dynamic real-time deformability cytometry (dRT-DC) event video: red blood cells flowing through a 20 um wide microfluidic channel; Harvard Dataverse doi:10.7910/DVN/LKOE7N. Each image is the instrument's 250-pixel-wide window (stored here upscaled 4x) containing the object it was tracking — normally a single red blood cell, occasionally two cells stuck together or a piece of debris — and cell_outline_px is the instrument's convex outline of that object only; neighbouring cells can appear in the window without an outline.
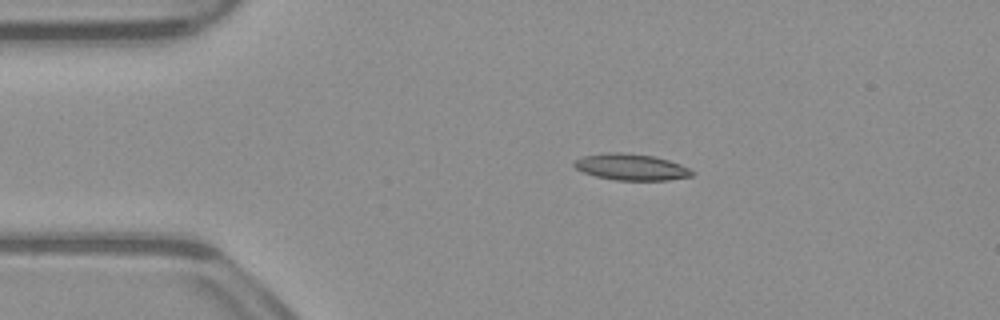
{"species": "common noctule bat (a hibernating species)", "species_latin": "Nyctalus noctula", "temperature_condition": "warm", "stored_images_in_passage": 43, "camera_frame_rate_fps": 3000, "um_per_image_px": 0.085, "animal": {"sex": "male", "body_mass_g": 23.1, "forearm_length_mm": 52.7}, "frame": {"image": 1, "passage_image": 1, "time_ms": 0.0, "image_size_px": [1000, 320], "cell_outline_px": [[692, 176], [668, 180], [616, 180], [596, 176], [584, 172], [576, 168], [572, 164], [576, 160], [584, 156], [604, 152], [620, 152], [652, 156], [668, 160], [680, 164], [688, 168], [692, 172]], "centroid_in_image_um": [53.62, 14.19], "position_along_channel_um": 31.4, "area_um2": 17.86}}
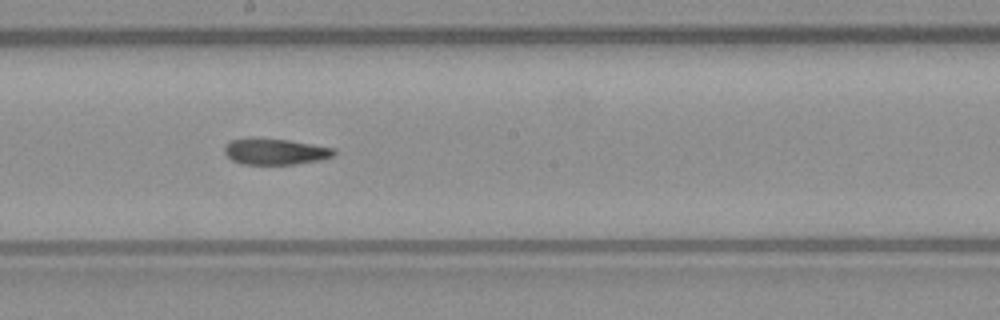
{"frame": {"image": 2, "passage_image": 19, "time_ms": 6.0, "image_size_px": [1000, 320], "cell_outline_px": [[336, 152], [332, 156], [320, 160], [296, 164], [240, 164], [232, 160], [224, 152], [224, 144], [232, 140], [248, 136], [252, 136], [288, 140], [336, 148]], "centroid_in_image_um": [23.35, 12.86], "position_along_channel_um": 224.9, "area_um2": 17.05}}
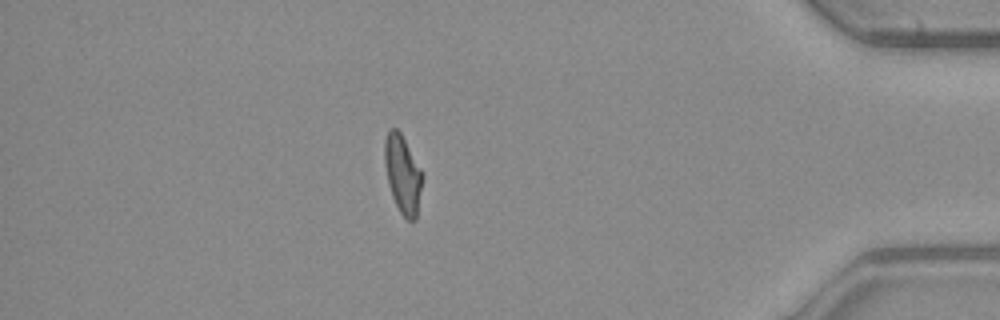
{"frame": {"image": 3, "passage_image": 36, "time_ms": 11.667, "image_size_px": [1000, 320], "cell_outline_px": [[424, 176], [416, 220], [408, 220], [400, 212], [392, 196], [388, 184], [384, 164], [384, 140], [388, 128], [396, 128], [400, 132], [420, 168]], "centroid_in_image_um": [34.22, 14.8], "position_along_channel_um": 401.0, "area_um2": 17.28}, "authors_computed_cell_mechanics": {"area_um2": 17.34, "velocity_mm_per_s": 3.9503, "shape_relaxation_time_tau1_ms": null, "shape_relaxation_time_tau2_ms": 2.2195, "deformation_change_tau1": null, "deformation_change_tau2": 0.0865}}